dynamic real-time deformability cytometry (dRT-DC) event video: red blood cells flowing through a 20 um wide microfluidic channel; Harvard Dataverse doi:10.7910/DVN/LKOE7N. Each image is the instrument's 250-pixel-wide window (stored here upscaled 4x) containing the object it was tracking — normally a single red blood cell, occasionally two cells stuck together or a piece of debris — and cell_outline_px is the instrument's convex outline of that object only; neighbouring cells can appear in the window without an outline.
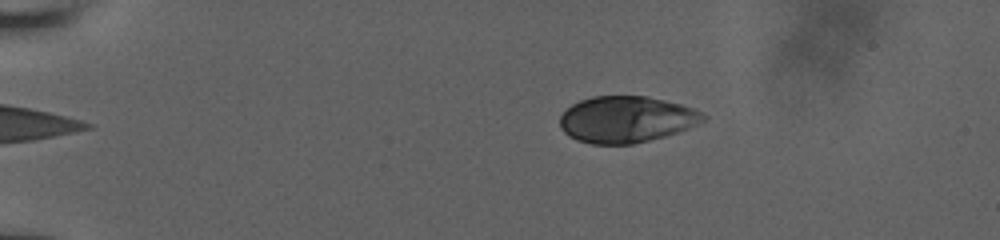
{"species": "human", "species_latin": "Homo sapiens", "temperature_condition": "room temperature", "stored_images_in_passage": 18, "camera_frame_rate_fps": 3000, "um_per_image_px": 0.085, "donor": {"sex": "male"}, "frame": {"image": 1, "passage_image": 2, "time_ms": 0.333, "image_size_px": [1000, 240], "cell_outline_px": [[708, 116], [704, 120], [688, 128], [664, 136], [632, 144], [592, 144], [576, 140], [568, 136], [560, 128], [560, 116], [572, 104], [580, 100], [592, 96], [644, 96], [664, 100], [680, 104], [692, 108]], "centroid_in_image_um": [53.2, 10.15], "position_along_channel_um": 31.8, "area_um2": 38.55}}
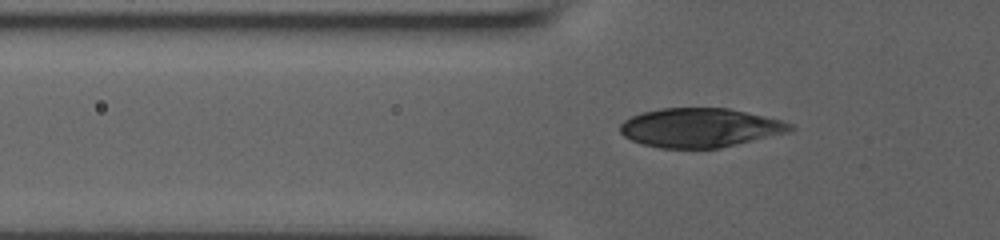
{"frame": {"image": 2, "passage_image": 13, "time_ms": 3.333, "image_size_px": [1000, 240], "cell_outline_px": [[796, 128], [788, 132], [720, 148], [660, 148], [644, 144], [632, 140], [624, 136], [620, 132], [620, 124], [624, 120], [632, 116], [644, 112], [660, 108], [728, 108], [780, 120], [792, 124]], "centroid_in_image_um": [59.49, 10.85], "position_along_channel_um": 66.3, "area_um2": 38.44}}
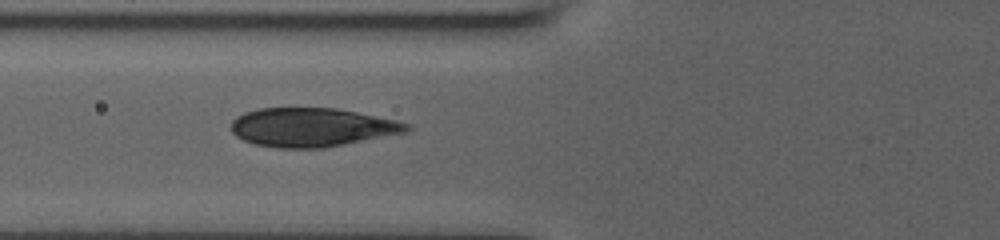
{"frame": {"image": 3, "passage_image": 17, "time_ms": 4.333, "image_size_px": [1000, 240], "cell_outline_px": [[412, 128], [408, 132], [324, 148], [276, 148], [252, 144], [236, 136], [232, 132], [232, 120], [236, 116], [244, 112], [256, 108], [336, 108], [396, 120], [408, 124]], "centroid_in_image_um": [26.49, 10.82], "position_along_channel_um": 99.3, "area_um2": 39.82}}